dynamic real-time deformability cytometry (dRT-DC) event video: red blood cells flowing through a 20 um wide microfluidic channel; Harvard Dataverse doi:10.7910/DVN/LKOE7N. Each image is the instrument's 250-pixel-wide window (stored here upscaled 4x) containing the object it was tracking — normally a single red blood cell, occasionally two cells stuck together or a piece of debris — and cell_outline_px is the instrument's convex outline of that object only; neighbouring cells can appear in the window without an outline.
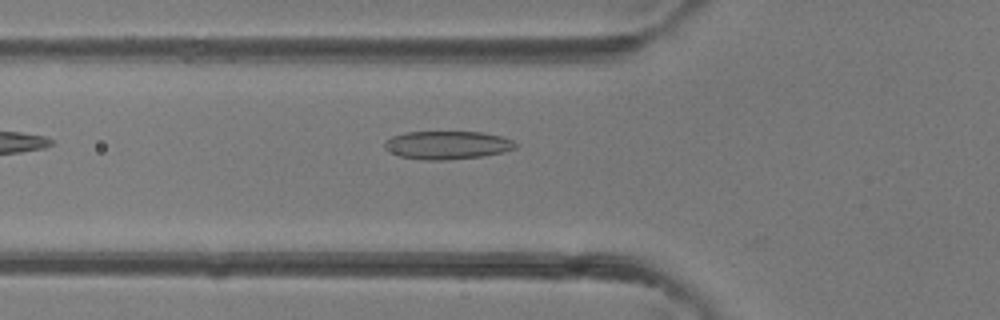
{"species": "common noctule bat (a hibernating species)", "species_latin": "Nyctalus noctula", "temperature_condition": "room temperature", "stored_images_in_passage": 4, "camera_frame_rate_fps": 3000, "um_per_image_px": 0.085, "animal": {"sex": "female"}, "frame": {"image": 1, "passage_image": 4, "time_ms": 3.333, "image_size_px": [1000, 320], "cell_outline_px": [[516, 148], [504, 152], [484, 156], [444, 160], [428, 160], [400, 156], [384, 148], [384, 144], [392, 136], [408, 132], [480, 132], [504, 136], [512, 140], [516, 144]], "centroid_in_image_um": [38.07, 12.33], "position_along_channel_um": 87.7, "area_um2": 21.39}}